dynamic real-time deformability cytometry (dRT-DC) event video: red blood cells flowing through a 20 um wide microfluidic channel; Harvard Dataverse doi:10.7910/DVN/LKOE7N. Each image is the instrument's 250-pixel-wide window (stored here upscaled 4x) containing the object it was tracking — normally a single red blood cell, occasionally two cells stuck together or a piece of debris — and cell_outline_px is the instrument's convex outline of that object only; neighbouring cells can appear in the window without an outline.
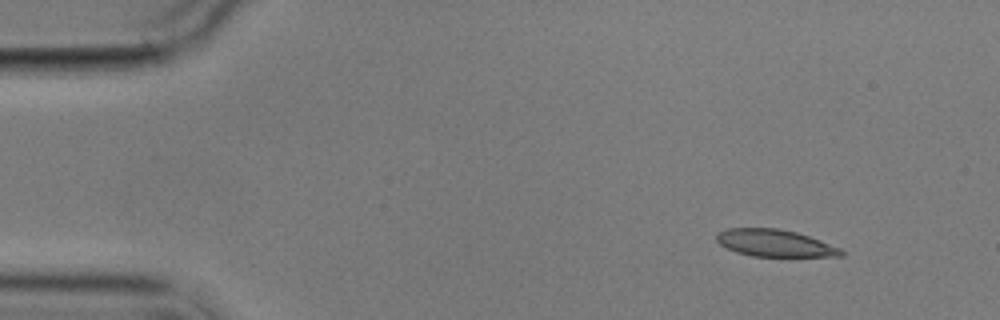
{"species": "common noctule bat (a hibernating species)", "species_latin": "Nyctalus noctula", "temperature_condition": "cold", "stored_images_in_passage": 4, "segment_of_instrument_passage": [1, 2], "camera_frame_rate_fps": 3000, "um_per_image_px": 0.085, "animal": {"sex": "male", "body_mass_g": 17.9}, "frame": {"image": 1, "passage_image": 1, "time_ms": 0.0, "image_size_px": [1000, 320], "cell_outline_px": [[844, 256], [752, 256], [736, 252], [720, 244], [716, 240], [716, 232], [728, 228], [780, 228], [796, 232], [820, 240], [840, 248], [844, 252]], "centroid_in_image_um": [65.83, 20.65], "position_along_channel_um": 19.2, "area_um2": 19.59}}